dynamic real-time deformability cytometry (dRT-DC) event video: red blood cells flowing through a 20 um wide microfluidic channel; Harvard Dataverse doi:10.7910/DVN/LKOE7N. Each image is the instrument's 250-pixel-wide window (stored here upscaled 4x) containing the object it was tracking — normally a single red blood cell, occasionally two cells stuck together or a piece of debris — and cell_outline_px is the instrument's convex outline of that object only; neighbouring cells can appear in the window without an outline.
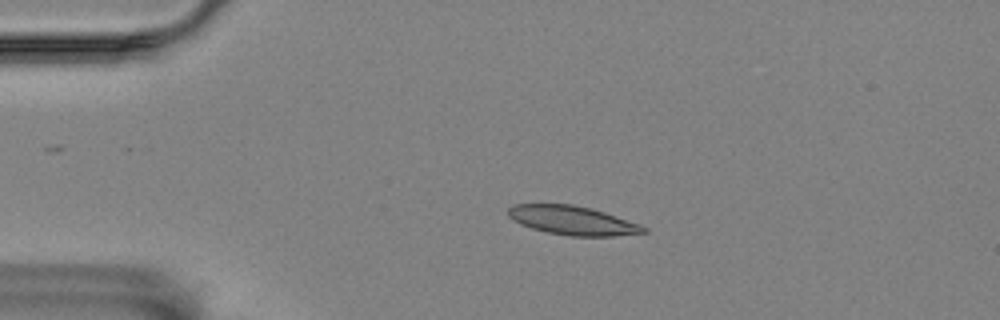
{"species": "Egyptian fruit bat (a non-hibernating species)", "species_latin": "Rousettus aegyptiacus", "temperature_condition": "room temperature", "stored_images_in_passage": 45, "camera_frame_rate_fps": 3000, "um_per_image_px": 0.085, "animal": {"sex": "female"}, "frame": {"image": 1, "passage_image": 1, "time_ms": 0.0, "image_size_px": [1000, 320], "cell_outline_px": [[648, 232], [612, 236], [568, 236], [548, 232], [532, 228], [520, 224], [512, 220], [508, 216], [508, 208], [512, 204], [572, 204], [592, 208], [640, 224], [648, 228]], "centroid_in_image_um": [48.66, 18.73], "position_along_channel_um": 36.3, "area_um2": 22.89}}
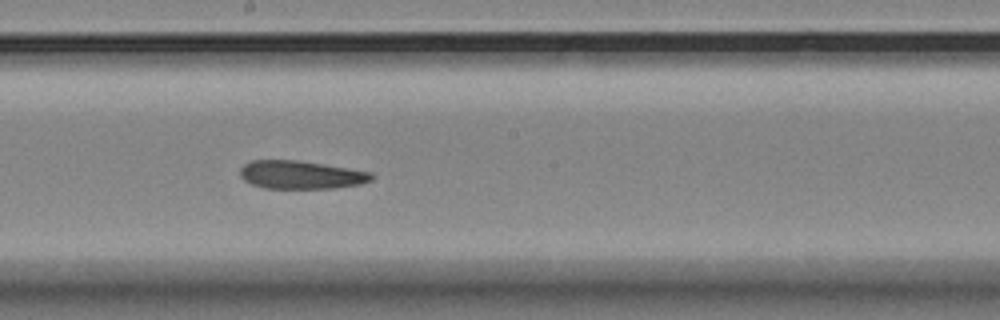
{"frame": {"image": 2, "passage_image": 20, "time_ms": 6.333, "image_size_px": [1000, 320], "cell_outline_px": [[376, 176], [372, 180], [360, 184], [336, 188], [264, 188], [252, 184], [244, 180], [240, 176], [240, 168], [244, 164], [252, 160], [296, 160], [348, 168], [372, 172]], "centroid_in_image_um": [25.59, 14.86], "position_along_channel_um": 222.6, "area_um2": 21.62}}
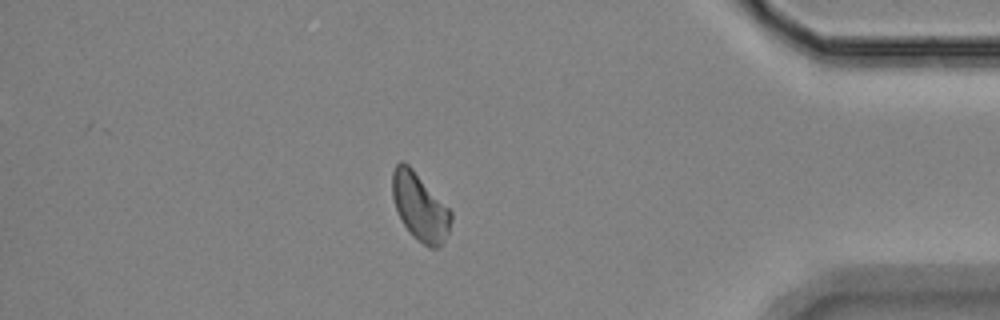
{"frame": {"image": 3, "passage_image": 38, "time_ms": 12.333, "image_size_px": [1000, 320], "cell_outline_px": [[452, 220], [448, 232], [444, 240], [436, 248], [428, 248], [412, 236], [404, 224], [396, 208], [392, 196], [392, 172], [396, 164], [400, 160], [404, 160], [412, 168], [452, 212]], "centroid_in_image_um": [35.68, 17.57], "position_along_channel_um": 399.5, "area_um2": 22.83}}